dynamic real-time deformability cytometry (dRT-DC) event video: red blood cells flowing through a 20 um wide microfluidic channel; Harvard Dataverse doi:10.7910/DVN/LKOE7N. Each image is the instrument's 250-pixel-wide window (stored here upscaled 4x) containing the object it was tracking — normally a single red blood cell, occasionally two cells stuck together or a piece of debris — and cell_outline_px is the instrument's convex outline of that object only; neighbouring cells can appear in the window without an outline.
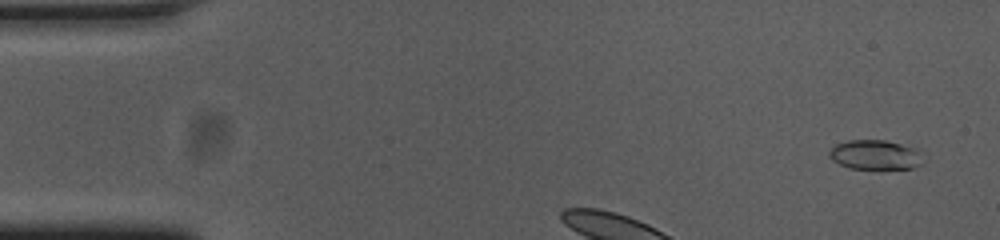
{"species": "common noctule bat (a hibernating species)", "species_latin": "Nyctalus noctula", "temperature_condition": "cold", "stored_images_in_passage": 37, "camera_frame_rate_fps": 3000, "um_per_image_px": 0.085, "animal": {"sex": "female", "body_mass_g": 23.0, "forearm_length_mm": 53.4}, "frame": {"image": 1, "passage_image": 3, "time_ms": 0.667, "image_size_px": [1000, 240], "cell_outline_px": [[924, 164], [912, 168], [876, 172], [848, 168], [832, 160], [828, 156], [828, 152], [836, 144], [848, 140], [884, 140], [916, 148]], "centroid_in_image_um": [74.38, 13.22], "position_along_channel_um": 10.6, "area_um2": 16.94}}
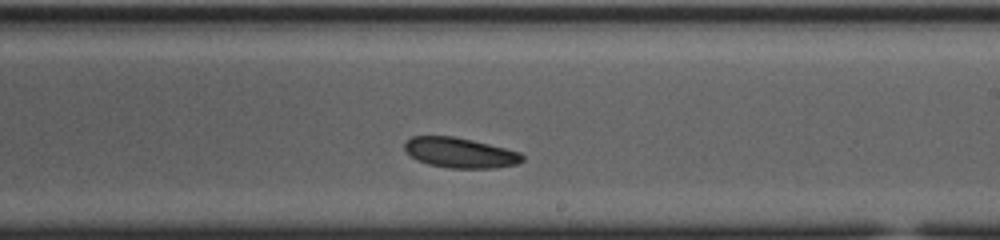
{"frame": {"image": 2, "passage_image": 25, "time_ms": 8.0, "image_size_px": [1000, 240], "cell_outline_px": [[524, 160], [516, 164], [496, 168], [452, 168], [428, 164], [416, 160], [404, 148], [404, 144], [412, 136], [452, 136], [472, 140], [520, 152], [524, 156]], "centroid_in_image_um": [39.11, 12.99], "position_along_channel_um": 249.9, "area_um2": 20.52}}
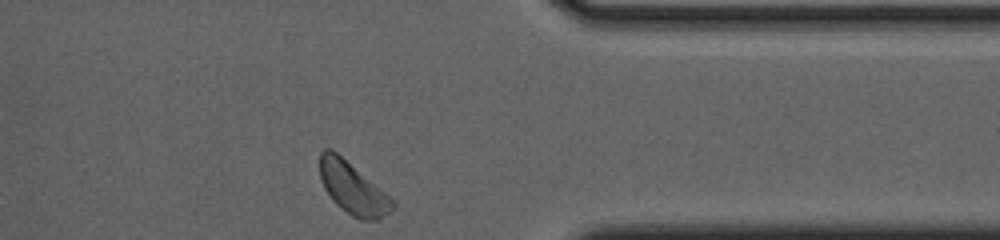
{"frame": {"image": 3, "passage_image": 37, "time_ms": 12.0, "image_size_px": [1000, 240], "cell_outline_px": [[396, 204], [380, 220], [360, 220], [352, 216], [340, 208], [332, 200], [324, 188], [320, 180], [320, 152], [324, 148], [332, 148], [396, 200]], "centroid_in_image_um": [29.99, 16.0], "position_along_channel_um": 381.4, "area_um2": 22.25}, "authors_computed_cell_mechanics": {"area_um2": 20.5768, "velocity_mm_per_s": 3.5911, "shape_relaxation_time_tau1_ms": 2.5808, "shape_relaxation_time_tau2_ms": null, "deformation_change_tau1": 0.1178, "deformation_change_tau2": null}}